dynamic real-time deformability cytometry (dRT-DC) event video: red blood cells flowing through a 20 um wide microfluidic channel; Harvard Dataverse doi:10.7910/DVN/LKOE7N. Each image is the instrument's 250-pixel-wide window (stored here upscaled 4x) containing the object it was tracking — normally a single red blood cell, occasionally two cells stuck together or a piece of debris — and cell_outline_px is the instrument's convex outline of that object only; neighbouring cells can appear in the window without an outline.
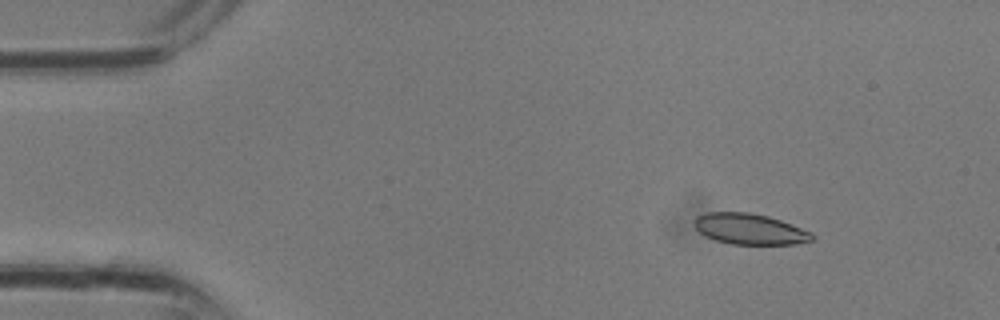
{"species": "common noctule bat (a hibernating species)", "species_latin": "Nyctalus noctula", "temperature_condition": "room temperature", "stored_images_in_passage": 14, "camera_frame_rate_fps": 3000, "um_per_image_px": 0.085, "animal": {"sex": "male", "body_mass_g": 13.3}, "frame": {"image": 1, "passage_image": 3, "time_ms": 0.667, "image_size_px": [1000, 320], "cell_outline_px": [[816, 236], [812, 240], [796, 244], [732, 244], [716, 240], [704, 236], [692, 224], [692, 220], [696, 216], [708, 212], [748, 212], [768, 216], [792, 224], [812, 232]], "centroid_in_image_um": [63.71, 19.46], "position_along_channel_um": 21.3, "area_um2": 21.33}}
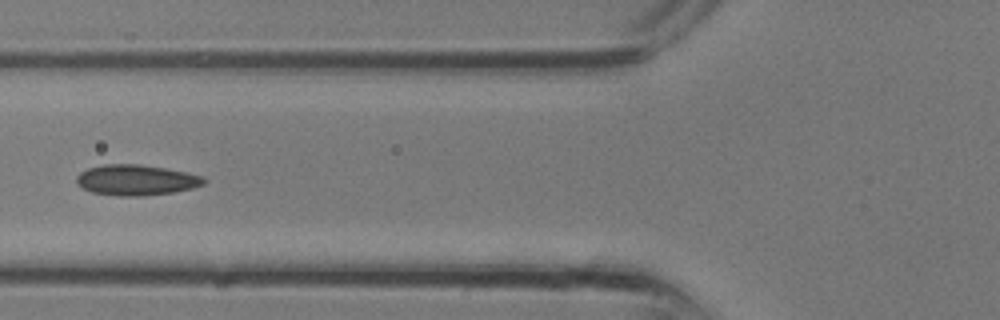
{"frame": {"image": 2, "passage_image": 11, "time_ms": 3.333, "image_size_px": [1000, 320], "cell_outline_px": [[208, 180], [204, 184], [192, 188], [172, 192], [144, 196], [120, 196], [92, 192], [76, 184], [76, 176], [80, 172], [88, 168], [104, 164], [140, 164], [164, 168], [204, 176]], "centroid_in_image_um": [11.57, 15.3], "position_along_channel_um": 114.2, "area_um2": 22.72}}
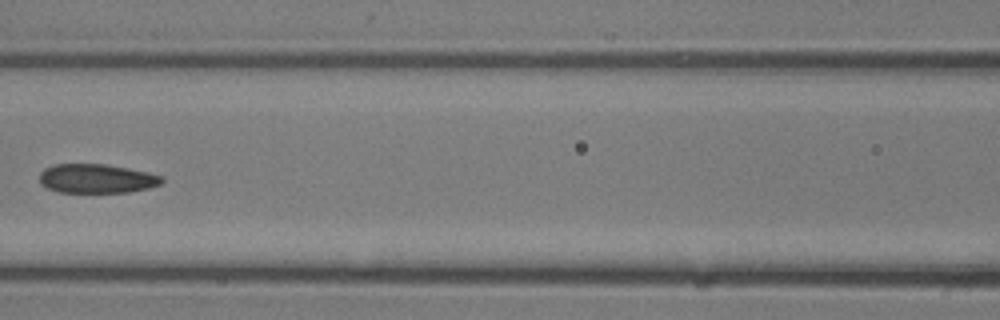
{"frame": {"image": 3, "passage_image": 13, "time_ms": 4.0, "image_size_px": [1000, 320], "cell_outline_px": [[164, 180], [160, 184], [148, 188], [128, 192], [60, 192], [48, 188], [40, 184], [40, 172], [44, 168], [52, 164], [104, 164], [128, 168], [148, 172], [164, 176]], "centroid_in_image_um": [8.21, 15.17], "position_along_channel_um": 158.4, "area_um2": 20.81}}